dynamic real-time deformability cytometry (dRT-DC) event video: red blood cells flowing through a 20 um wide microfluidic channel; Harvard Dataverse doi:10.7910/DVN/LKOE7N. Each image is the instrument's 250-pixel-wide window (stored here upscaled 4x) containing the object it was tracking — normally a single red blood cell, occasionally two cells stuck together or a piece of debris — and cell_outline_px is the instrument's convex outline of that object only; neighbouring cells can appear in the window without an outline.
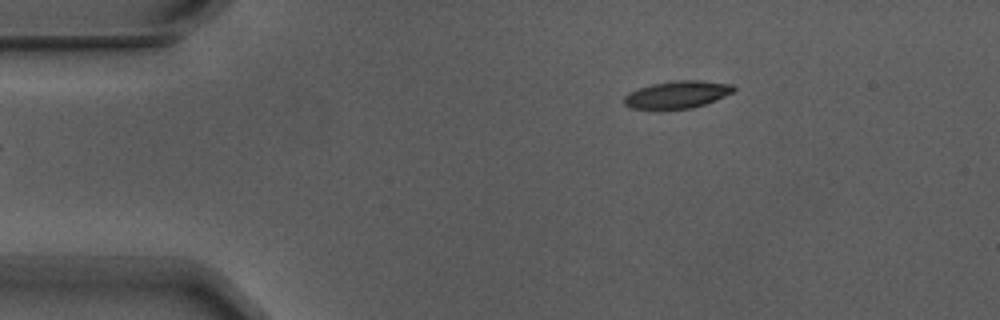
{"species": "Egyptian fruit bat (a non-hibernating species)", "species_latin": "Rousettus aegyptiacus", "temperature_condition": "warm", "stored_images_in_passage": 2, "camera_frame_rate_fps": 3000, "um_per_image_px": 0.085, "animal": {"sex": "male"}, "frame": {"image": 1, "passage_image": 1, "time_ms": 0.0, "image_size_px": [1000, 320], "cell_outline_px": [[736, 88], [732, 92], [716, 100], [692, 108], [628, 108], [624, 104], [624, 96], [628, 92], [652, 84], [672, 80], [700, 80], [732, 84]], "centroid_in_image_um": [57.56, 8.02], "position_along_channel_um": 27.4, "area_um2": 17.28}}